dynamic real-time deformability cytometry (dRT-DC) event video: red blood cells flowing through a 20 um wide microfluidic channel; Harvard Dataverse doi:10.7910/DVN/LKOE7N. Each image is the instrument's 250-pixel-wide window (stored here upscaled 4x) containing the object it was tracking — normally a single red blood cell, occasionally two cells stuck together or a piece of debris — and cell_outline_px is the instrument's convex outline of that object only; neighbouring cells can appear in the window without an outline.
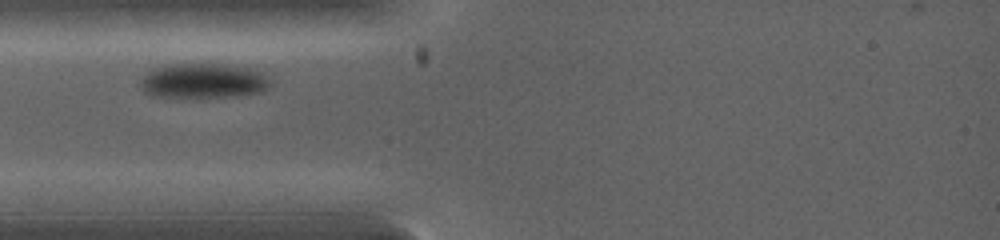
{"species": "common noctule bat (a hibernating species)", "species_latin": "Nyctalus noctula", "temperature_condition": "warm", "stored_images_in_passage": 18, "camera_frame_rate_fps": 5000, "um_per_image_px": 0.085, "animal": {"sex": "female", "body_mass_g": 19.0, "forearm_length_mm": 53.3}, "frame": {"image": 1, "passage_image": 1, "time_ms": 0.0, "image_size_px": [1000, 240], "cell_outline_px": [[268, 84], [264, 88], [256, 92], [224, 96], [156, 96], [148, 92], [144, 88], [144, 76], [148, 72], [156, 68], [168, 64], [220, 64], [248, 68], [264, 76]], "centroid_in_image_um": [17.23, 6.84], "position_along_channel_um": 67.8, "area_um2": 24.68}}
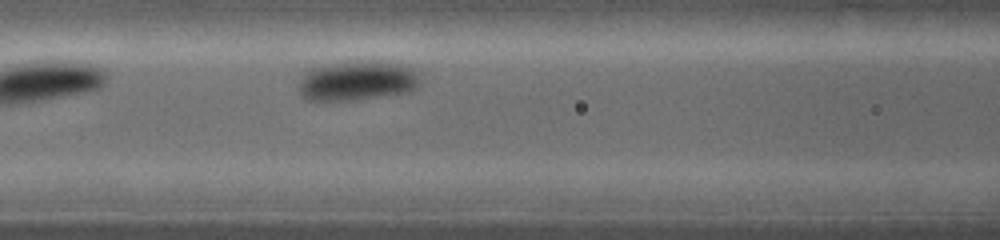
{"frame": {"image": 2, "passage_image": 5, "time_ms": 1.2, "image_size_px": [1000, 240], "cell_outline_px": [[416, 88], [404, 92], [348, 100], [308, 100], [300, 92], [300, 84], [304, 76], [312, 68], [328, 64], [348, 60], [380, 60], [400, 64], [412, 68], [416, 76]], "centroid_in_image_um": [30.33, 6.82], "position_along_channel_um": 136.3, "area_um2": 27.4}}
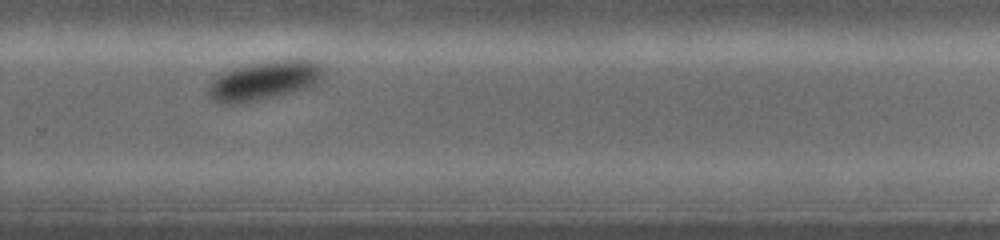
{"frame": {"image": 3, "passage_image": 15, "time_ms": 4.2, "image_size_px": [1000, 240], "cell_outline_px": [[324, 72], [312, 84], [304, 88], [256, 100], [232, 104], [220, 104], [208, 92], [208, 88], [220, 76], [236, 68], [248, 64], [276, 60], [320, 60]], "centroid_in_image_um": [22.5, 6.82], "position_along_channel_um": 307.3, "area_um2": 24.85}}